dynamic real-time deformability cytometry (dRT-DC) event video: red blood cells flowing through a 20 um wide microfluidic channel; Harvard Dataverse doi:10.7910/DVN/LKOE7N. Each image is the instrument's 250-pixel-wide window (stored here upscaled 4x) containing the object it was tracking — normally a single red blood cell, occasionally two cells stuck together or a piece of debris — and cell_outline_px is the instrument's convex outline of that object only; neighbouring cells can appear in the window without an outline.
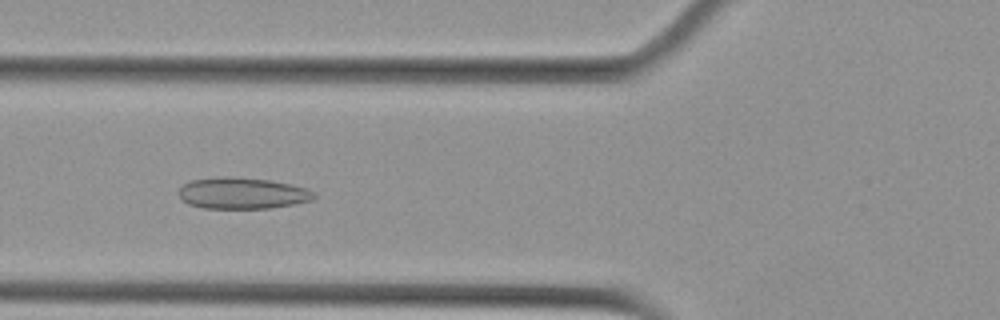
{"species": "Egyptian fruit bat (a non-hibernating species)", "species_latin": "Rousettus aegyptiacus", "temperature_condition": "cold", "stored_images_in_passage": 30, "camera_frame_rate_fps": 3000, "um_per_image_px": 0.085, "animal": {"sex": "female"}, "frame": {"image": 1, "passage_image": 6, "time_ms": 1.667, "image_size_px": [1000, 320], "cell_outline_px": [[316, 196], [312, 200], [296, 204], [268, 208], [204, 208], [188, 204], [180, 196], [180, 188], [184, 184], [192, 180], [220, 176], [228, 176], [268, 180], [292, 184], [316, 192]], "centroid_in_image_um": [20.63, 16.42], "position_along_channel_um": 105.2, "area_um2": 24.62}}
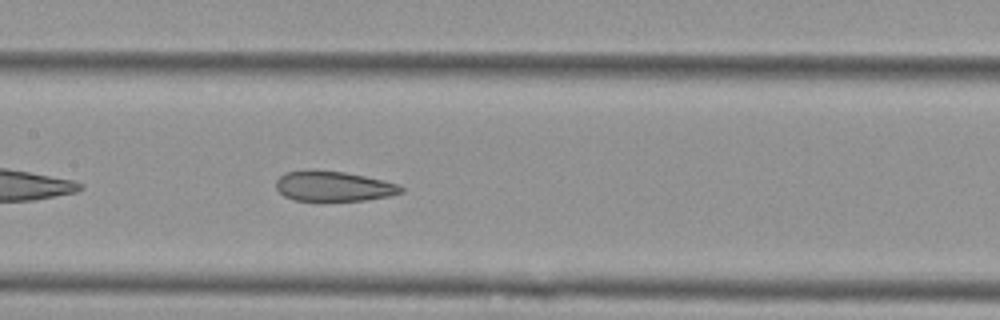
{"frame": {"image": 2, "passage_image": 12, "time_ms": 3.667, "image_size_px": [1000, 320], "cell_outline_px": [[404, 192], [392, 196], [364, 200], [296, 200], [284, 196], [276, 188], [276, 180], [284, 172], [312, 168], [344, 172], [384, 180], [400, 184], [404, 188]], "centroid_in_image_um": [28.36, 15.8], "position_along_channel_um": 179.0, "area_um2": 22.25}}
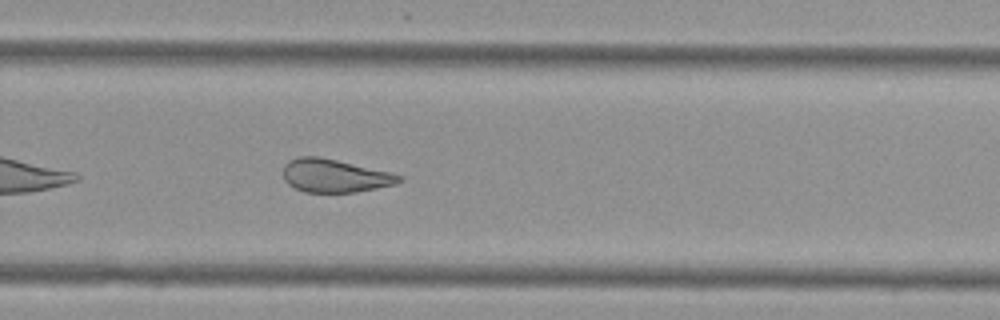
{"frame": {"image": 3, "passage_image": 22, "time_ms": 7.0, "image_size_px": [1000, 320], "cell_outline_px": [[404, 180], [396, 184], [356, 192], [304, 192], [288, 184], [284, 180], [284, 164], [288, 160], [300, 156], [320, 156], [388, 172], [404, 176]], "centroid_in_image_um": [28.44, 14.93], "position_along_channel_um": 301.4, "area_um2": 22.37}, "authors_computed_cell_mechanics": {"area_um2": 23.0622, "velocity_mm_per_s": 3.6866, "shape_relaxation_time_tau1_ms": null, "shape_relaxation_time_tau2_ms": 2.2624, "deformation_change_tau1": null, "deformation_change_tau2": 0.0924}}